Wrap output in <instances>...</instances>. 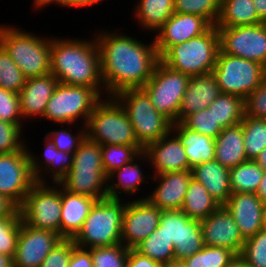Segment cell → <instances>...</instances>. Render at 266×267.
<instances>
[{
    "mask_svg": "<svg viewBox=\"0 0 266 267\" xmlns=\"http://www.w3.org/2000/svg\"><path fill=\"white\" fill-rule=\"evenodd\" d=\"M135 250L141 255L149 257L162 265L175 260L174 244L162 232L160 227L142 241Z\"/></svg>",
    "mask_w": 266,
    "mask_h": 267,
    "instance_id": "35",
    "label": "cell"
},
{
    "mask_svg": "<svg viewBox=\"0 0 266 267\" xmlns=\"http://www.w3.org/2000/svg\"><path fill=\"white\" fill-rule=\"evenodd\" d=\"M224 207L234 218L244 239L264 228L263 202L255 193H232Z\"/></svg>",
    "mask_w": 266,
    "mask_h": 267,
    "instance_id": "21",
    "label": "cell"
},
{
    "mask_svg": "<svg viewBox=\"0 0 266 267\" xmlns=\"http://www.w3.org/2000/svg\"><path fill=\"white\" fill-rule=\"evenodd\" d=\"M192 178L203 184L208 193L224 206L232 194L230 188V169L215 159L195 165L191 168Z\"/></svg>",
    "mask_w": 266,
    "mask_h": 267,
    "instance_id": "25",
    "label": "cell"
},
{
    "mask_svg": "<svg viewBox=\"0 0 266 267\" xmlns=\"http://www.w3.org/2000/svg\"><path fill=\"white\" fill-rule=\"evenodd\" d=\"M75 246L72 239H62L49 252L39 267H67Z\"/></svg>",
    "mask_w": 266,
    "mask_h": 267,
    "instance_id": "50",
    "label": "cell"
},
{
    "mask_svg": "<svg viewBox=\"0 0 266 267\" xmlns=\"http://www.w3.org/2000/svg\"><path fill=\"white\" fill-rule=\"evenodd\" d=\"M255 194L263 203L266 202V170L263 172V177Z\"/></svg>",
    "mask_w": 266,
    "mask_h": 267,
    "instance_id": "58",
    "label": "cell"
},
{
    "mask_svg": "<svg viewBox=\"0 0 266 267\" xmlns=\"http://www.w3.org/2000/svg\"><path fill=\"white\" fill-rule=\"evenodd\" d=\"M0 267H14L13 256L0 253Z\"/></svg>",
    "mask_w": 266,
    "mask_h": 267,
    "instance_id": "61",
    "label": "cell"
},
{
    "mask_svg": "<svg viewBox=\"0 0 266 267\" xmlns=\"http://www.w3.org/2000/svg\"><path fill=\"white\" fill-rule=\"evenodd\" d=\"M190 76L162 63L156 64L152 77L142 89L156 110L173 124L179 122V110Z\"/></svg>",
    "mask_w": 266,
    "mask_h": 267,
    "instance_id": "10",
    "label": "cell"
},
{
    "mask_svg": "<svg viewBox=\"0 0 266 267\" xmlns=\"http://www.w3.org/2000/svg\"><path fill=\"white\" fill-rule=\"evenodd\" d=\"M144 160L145 162L147 160L149 165H152L155 169L153 171L155 175L191 170L192 168L189 165V160L181 140L173 131H170L160 140L149 144L144 149Z\"/></svg>",
    "mask_w": 266,
    "mask_h": 267,
    "instance_id": "19",
    "label": "cell"
},
{
    "mask_svg": "<svg viewBox=\"0 0 266 267\" xmlns=\"http://www.w3.org/2000/svg\"><path fill=\"white\" fill-rule=\"evenodd\" d=\"M254 161L263 169L266 170V148H264L254 159Z\"/></svg>",
    "mask_w": 266,
    "mask_h": 267,
    "instance_id": "62",
    "label": "cell"
},
{
    "mask_svg": "<svg viewBox=\"0 0 266 267\" xmlns=\"http://www.w3.org/2000/svg\"><path fill=\"white\" fill-rule=\"evenodd\" d=\"M85 128L86 137L101 146L133 145L141 152L144 151L137 141L128 115L114 97L105 96L96 105Z\"/></svg>",
    "mask_w": 266,
    "mask_h": 267,
    "instance_id": "6",
    "label": "cell"
},
{
    "mask_svg": "<svg viewBox=\"0 0 266 267\" xmlns=\"http://www.w3.org/2000/svg\"><path fill=\"white\" fill-rule=\"evenodd\" d=\"M67 267H93L90 251L75 246Z\"/></svg>",
    "mask_w": 266,
    "mask_h": 267,
    "instance_id": "53",
    "label": "cell"
},
{
    "mask_svg": "<svg viewBox=\"0 0 266 267\" xmlns=\"http://www.w3.org/2000/svg\"><path fill=\"white\" fill-rule=\"evenodd\" d=\"M71 169L104 170L101 145L85 137L73 154Z\"/></svg>",
    "mask_w": 266,
    "mask_h": 267,
    "instance_id": "40",
    "label": "cell"
},
{
    "mask_svg": "<svg viewBox=\"0 0 266 267\" xmlns=\"http://www.w3.org/2000/svg\"><path fill=\"white\" fill-rule=\"evenodd\" d=\"M10 215H21L19 207L8 197L0 194V218Z\"/></svg>",
    "mask_w": 266,
    "mask_h": 267,
    "instance_id": "55",
    "label": "cell"
},
{
    "mask_svg": "<svg viewBox=\"0 0 266 267\" xmlns=\"http://www.w3.org/2000/svg\"><path fill=\"white\" fill-rule=\"evenodd\" d=\"M35 183L28 151L0 154V194L20 207Z\"/></svg>",
    "mask_w": 266,
    "mask_h": 267,
    "instance_id": "14",
    "label": "cell"
},
{
    "mask_svg": "<svg viewBox=\"0 0 266 267\" xmlns=\"http://www.w3.org/2000/svg\"><path fill=\"white\" fill-rule=\"evenodd\" d=\"M97 200L69 192L61 186L60 236L73 239L82 228L83 222Z\"/></svg>",
    "mask_w": 266,
    "mask_h": 267,
    "instance_id": "24",
    "label": "cell"
},
{
    "mask_svg": "<svg viewBox=\"0 0 266 267\" xmlns=\"http://www.w3.org/2000/svg\"><path fill=\"white\" fill-rule=\"evenodd\" d=\"M241 124L246 157L254 160L266 148V119L244 115Z\"/></svg>",
    "mask_w": 266,
    "mask_h": 267,
    "instance_id": "36",
    "label": "cell"
},
{
    "mask_svg": "<svg viewBox=\"0 0 266 267\" xmlns=\"http://www.w3.org/2000/svg\"><path fill=\"white\" fill-rule=\"evenodd\" d=\"M113 97L128 115L137 141L143 149L172 131L173 123L156 110L142 88L127 89Z\"/></svg>",
    "mask_w": 266,
    "mask_h": 267,
    "instance_id": "7",
    "label": "cell"
},
{
    "mask_svg": "<svg viewBox=\"0 0 266 267\" xmlns=\"http://www.w3.org/2000/svg\"><path fill=\"white\" fill-rule=\"evenodd\" d=\"M263 172L254 160L230 168L229 181L232 193H256Z\"/></svg>",
    "mask_w": 266,
    "mask_h": 267,
    "instance_id": "34",
    "label": "cell"
},
{
    "mask_svg": "<svg viewBox=\"0 0 266 267\" xmlns=\"http://www.w3.org/2000/svg\"><path fill=\"white\" fill-rule=\"evenodd\" d=\"M203 243L210 247H225L240 255L245 239L242 237L234 218L220 206L207 218L200 220Z\"/></svg>",
    "mask_w": 266,
    "mask_h": 267,
    "instance_id": "18",
    "label": "cell"
},
{
    "mask_svg": "<svg viewBox=\"0 0 266 267\" xmlns=\"http://www.w3.org/2000/svg\"><path fill=\"white\" fill-rule=\"evenodd\" d=\"M259 18L266 23V0H252Z\"/></svg>",
    "mask_w": 266,
    "mask_h": 267,
    "instance_id": "57",
    "label": "cell"
},
{
    "mask_svg": "<svg viewBox=\"0 0 266 267\" xmlns=\"http://www.w3.org/2000/svg\"><path fill=\"white\" fill-rule=\"evenodd\" d=\"M47 184L36 182L29 190L19 207L21 220L30 227L60 234L61 185Z\"/></svg>",
    "mask_w": 266,
    "mask_h": 267,
    "instance_id": "11",
    "label": "cell"
},
{
    "mask_svg": "<svg viewBox=\"0 0 266 267\" xmlns=\"http://www.w3.org/2000/svg\"><path fill=\"white\" fill-rule=\"evenodd\" d=\"M45 139V144L44 145L45 149H44V157L43 158V162L41 163L39 161V157L33 156L34 154L31 153V151L28 149V154H29V158H30V164H31V171L33 176L35 177V179H37L43 171H45L54 161V157H55V145L54 142L51 140V138L46 134V136L44 137ZM45 165V167H43Z\"/></svg>",
    "mask_w": 266,
    "mask_h": 267,
    "instance_id": "52",
    "label": "cell"
},
{
    "mask_svg": "<svg viewBox=\"0 0 266 267\" xmlns=\"http://www.w3.org/2000/svg\"><path fill=\"white\" fill-rule=\"evenodd\" d=\"M58 183L69 192L96 200L108 197L107 176L104 170L70 169Z\"/></svg>",
    "mask_w": 266,
    "mask_h": 267,
    "instance_id": "26",
    "label": "cell"
},
{
    "mask_svg": "<svg viewBox=\"0 0 266 267\" xmlns=\"http://www.w3.org/2000/svg\"><path fill=\"white\" fill-rule=\"evenodd\" d=\"M158 227L172 240L175 260H184L204 246L200 220L189 218L181 210L162 211Z\"/></svg>",
    "mask_w": 266,
    "mask_h": 267,
    "instance_id": "13",
    "label": "cell"
},
{
    "mask_svg": "<svg viewBox=\"0 0 266 267\" xmlns=\"http://www.w3.org/2000/svg\"><path fill=\"white\" fill-rule=\"evenodd\" d=\"M122 201L109 197L97 200L82 228L72 239L74 244L84 249L120 244L123 213L127 204Z\"/></svg>",
    "mask_w": 266,
    "mask_h": 267,
    "instance_id": "4",
    "label": "cell"
},
{
    "mask_svg": "<svg viewBox=\"0 0 266 267\" xmlns=\"http://www.w3.org/2000/svg\"><path fill=\"white\" fill-rule=\"evenodd\" d=\"M262 217H263L264 228H266V202L263 203Z\"/></svg>",
    "mask_w": 266,
    "mask_h": 267,
    "instance_id": "64",
    "label": "cell"
},
{
    "mask_svg": "<svg viewBox=\"0 0 266 267\" xmlns=\"http://www.w3.org/2000/svg\"><path fill=\"white\" fill-rule=\"evenodd\" d=\"M236 254L225 247L203 248L183 261L187 267H226Z\"/></svg>",
    "mask_w": 266,
    "mask_h": 267,
    "instance_id": "37",
    "label": "cell"
},
{
    "mask_svg": "<svg viewBox=\"0 0 266 267\" xmlns=\"http://www.w3.org/2000/svg\"><path fill=\"white\" fill-rule=\"evenodd\" d=\"M143 158L144 151H142L134 160L126 163L107 176V194L109 198L121 199V193L133 195L134 192H139V188H141L140 186L143 182L145 183L148 179H151L150 174L148 176L150 178H146V175L142 173L140 167L141 163H136L139 160H143Z\"/></svg>",
    "mask_w": 266,
    "mask_h": 267,
    "instance_id": "28",
    "label": "cell"
},
{
    "mask_svg": "<svg viewBox=\"0 0 266 267\" xmlns=\"http://www.w3.org/2000/svg\"><path fill=\"white\" fill-rule=\"evenodd\" d=\"M214 159L229 169L248 161L241 123L223 128L215 138Z\"/></svg>",
    "mask_w": 266,
    "mask_h": 267,
    "instance_id": "27",
    "label": "cell"
},
{
    "mask_svg": "<svg viewBox=\"0 0 266 267\" xmlns=\"http://www.w3.org/2000/svg\"><path fill=\"white\" fill-rule=\"evenodd\" d=\"M57 78L49 73L41 77L27 78L19 92L22 118L44 116L46 105L58 85Z\"/></svg>",
    "mask_w": 266,
    "mask_h": 267,
    "instance_id": "22",
    "label": "cell"
},
{
    "mask_svg": "<svg viewBox=\"0 0 266 267\" xmlns=\"http://www.w3.org/2000/svg\"><path fill=\"white\" fill-rule=\"evenodd\" d=\"M219 50L218 28L212 25L205 33L170 46L159 58L171 69L189 76L205 75L212 73Z\"/></svg>",
    "mask_w": 266,
    "mask_h": 267,
    "instance_id": "5",
    "label": "cell"
},
{
    "mask_svg": "<svg viewBox=\"0 0 266 267\" xmlns=\"http://www.w3.org/2000/svg\"><path fill=\"white\" fill-rule=\"evenodd\" d=\"M212 25L195 14H174L155 33L154 41L159 57L170 47L184 43L205 33Z\"/></svg>",
    "mask_w": 266,
    "mask_h": 267,
    "instance_id": "17",
    "label": "cell"
},
{
    "mask_svg": "<svg viewBox=\"0 0 266 267\" xmlns=\"http://www.w3.org/2000/svg\"><path fill=\"white\" fill-rule=\"evenodd\" d=\"M212 74L221 93L245 99L266 79V68L260 63L225 54L219 50Z\"/></svg>",
    "mask_w": 266,
    "mask_h": 267,
    "instance_id": "9",
    "label": "cell"
},
{
    "mask_svg": "<svg viewBox=\"0 0 266 267\" xmlns=\"http://www.w3.org/2000/svg\"><path fill=\"white\" fill-rule=\"evenodd\" d=\"M102 163L106 176L134 160L141 151L133 145H103Z\"/></svg>",
    "mask_w": 266,
    "mask_h": 267,
    "instance_id": "38",
    "label": "cell"
},
{
    "mask_svg": "<svg viewBox=\"0 0 266 267\" xmlns=\"http://www.w3.org/2000/svg\"><path fill=\"white\" fill-rule=\"evenodd\" d=\"M219 207L218 202L208 193L203 184L192 178L189 182L181 211L191 219L202 220Z\"/></svg>",
    "mask_w": 266,
    "mask_h": 267,
    "instance_id": "32",
    "label": "cell"
},
{
    "mask_svg": "<svg viewBox=\"0 0 266 267\" xmlns=\"http://www.w3.org/2000/svg\"><path fill=\"white\" fill-rule=\"evenodd\" d=\"M102 97L94 88L58 83L49 99L43 118L53 123L74 125L78 119L86 125Z\"/></svg>",
    "mask_w": 266,
    "mask_h": 267,
    "instance_id": "8",
    "label": "cell"
},
{
    "mask_svg": "<svg viewBox=\"0 0 266 267\" xmlns=\"http://www.w3.org/2000/svg\"><path fill=\"white\" fill-rule=\"evenodd\" d=\"M26 79L18 65L0 45V87L19 94Z\"/></svg>",
    "mask_w": 266,
    "mask_h": 267,
    "instance_id": "41",
    "label": "cell"
},
{
    "mask_svg": "<svg viewBox=\"0 0 266 267\" xmlns=\"http://www.w3.org/2000/svg\"><path fill=\"white\" fill-rule=\"evenodd\" d=\"M60 234L37 229L21 221L14 267H39L49 252L62 240Z\"/></svg>",
    "mask_w": 266,
    "mask_h": 267,
    "instance_id": "16",
    "label": "cell"
},
{
    "mask_svg": "<svg viewBox=\"0 0 266 267\" xmlns=\"http://www.w3.org/2000/svg\"><path fill=\"white\" fill-rule=\"evenodd\" d=\"M208 108L223 128L241 123L245 115L244 99L233 94L221 93Z\"/></svg>",
    "mask_w": 266,
    "mask_h": 267,
    "instance_id": "33",
    "label": "cell"
},
{
    "mask_svg": "<svg viewBox=\"0 0 266 267\" xmlns=\"http://www.w3.org/2000/svg\"><path fill=\"white\" fill-rule=\"evenodd\" d=\"M180 123L185 128L191 129L213 139H215L223 130V127L219 124V122H216L211 108L191 113L190 115H187Z\"/></svg>",
    "mask_w": 266,
    "mask_h": 267,
    "instance_id": "43",
    "label": "cell"
},
{
    "mask_svg": "<svg viewBox=\"0 0 266 267\" xmlns=\"http://www.w3.org/2000/svg\"><path fill=\"white\" fill-rule=\"evenodd\" d=\"M217 28L222 53L260 63L266 68V23Z\"/></svg>",
    "mask_w": 266,
    "mask_h": 267,
    "instance_id": "12",
    "label": "cell"
},
{
    "mask_svg": "<svg viewBox=\"0 0 266 267\" xmlns=\"http://www.w3.org/2000/svg\"><path fill=\"white\" fill-rule=\"evenodd\" d=\"M21 118V119H20ZM0 120L22 124L19 94L0 87Z\"/></svg>",
    "mask_w": 266,
    "mask_h": 267,
    "instance_id": "47",
    "label": "cell"
},
{
    "mask_svg": "<svg viewBox=\"0 0 266 267\" xmlns=\"http://www.w3.org/2000/svg\"><path fill=\"white\" fill-rule=\"evenodd\" d=\"M88 250L91 254L93 267H126L129 249L122 243Z\"/></svg>",
    "mask_w": 266,
    "mask_h": 267,
    "instance_id": "42",
    "label": "cell"
},
{
    "mask_svg": "<svg viewBox=\"0 0 266 267\" xmlns=\"http://www.w3.org/2000/svg\"><path fill=\"white\" fill-rule=\"evenodd\" d=\"M240 256L248 267H266V228L245 239Z\"/></svg>",
    "mask_w": 266,
    "mask_h": 267,
    "instance_id": "44",
    "label": "cell"
},
{
    "mask_svg": "<svg viewBox=\"0 0 266 267\" xmlns=\"http://www.w3.org/2000/svg\"><path fill=\"white\" fill-rule=\"evenodd\" d=\"M51 39L50 73L64 85L94 88L105 93L101 76L100 52L96 38ZM101 92V93H100Z\"/></svg>",
    "mask_w": 266,
    "mask_h": 267,
    "instance_id": "2",
    "label": "cell"
},
{
    "mask_svg": "<svg viewBox=\"0 0 266 267\" xmlns=\"http://www.w3.org/2000/svg\"><path fill=\"white\" fill-rule=\"evenodd\" d=\"M21 221V215H10L0 218V253L14 256Z\"/></svg>",
    "mask_w": 266,
    "mask_h": 267,
    "instance_id": "45",
    "label": "cell"
},
{
    "mask_svg": "<svg viewBox=\"0 0 266 267\" xmlns=\"http://www.w3.org/2000/svg\"><path fill=\"white\" fill-rule=\"evenodd\" d=\"M33 1H34L35 8L37 7L38 9L44 8L46 7V5L49 6L52 3L58 4L64 7V3L66 2V0H33Z\"/></svg>",
    "mask_w": 266,
    "mask_h": 267,
    "instance_id": "59",
    "label": "cell"
},
{
    "mask_svg": "<svg viewBox=\"0 0 266 267\" xmlns=\"http://www.w3.org/2000/svg\"><path fill=\"white\" fill-rule=\"evenodd\" d=\"M174 10L177 13L195 14L204 17L211 25H216L221 0H174Z\"/></svg>",
    "mask_w": 266,
    "mask_h": 267,
    "instance_id": "39",
    "label": "cell"
},
{
    "mask_svg": "<svg viewBox=\"0 0 266 267\" xmlns=\"http://www.w3.org/2000/svg\"><path fill=\"white\" fill-rule=\"evenodd\" d=\"M162 267H187L183 260H173L167 264H163Z\"/></svg>",
    "mask_w": 266,
    "mask_h": 267,
    "instance_id": "63",
    "label": "cell"
},
{
    "mask_svg": "<svg viewBox=\"0 0 266 267\" xmlns=\"http://www.w3.org/2000/svg\"><path fill=\"white\" fill-rule=\"evenodd\" d=\"M174 0H138L133 13L142 28L157 32L174 14Z\"/></svg>",
    "mask_w": 266,
    "mask_h": 267,
    "instance_id": "31",
    "label": "cell"
},
{
    "mask_svg": "<svg viewBox=\"0 0 266 267\" xmlns=\"http://www.w3.org/2000/svg\"><path fill=\"white\" fill-rule=\"evenodd\" d=\"M245 115L266 119V79L244 99Z\"/></svg>",
    "mask_w": 266,
    "mask_h": 267,
    "instance_id": "51",
    "label": "cell"
},
{
    "mask_svg": "<svg viewBox=\"0 0 266 267\" xmlns=\"http://www.w3.org/2000/svg\"><path fill=\"white\" fill-rule=\"evenodd\" d=\"M0 45L26 78L50 73L51 38H42L12 26H0Z\"/></svg>",
    "mask_w": 266,
    "mask_h": 267,
    "instance_id": "3",
    "label": "cell"
},
{
    "mask_svg": "<svg viewBox=\"0 0 266 267\" xmlns=\"http://www.w3.org/2000/svg\"><path fill=\"white\" fill-rule=\"evenodd\" d=\"M101 1L102 0H66V2L64 3V7L83 8L98 4Z\"/></svg>",
    "mask_w": 266,
    "mask_h": 267,
    "instance_id": "56",
    "label": "cell"
},
{
    "mask_svg": "<svg viewBox=\"0 0 266 267\" xmlns=\"http://www.w3.org/2000/svg\"><path fill=\"white\" fill-rule=\"evenodd\" d=\"M126 267H162V264L141 255L135 249H129Z\"/></svg>",
    "mask_w": 266,
    "mask_h": 267,
    "instance_id": "54",
    "label": "cell"
},
{
    "mask_svg": "<svg viewBox=\"0 0 266 267\" xmlns=\"http://www.w3.org/2000/svg\"><path fill=\"white\" fill-rule=\"evenodd\" d=\"M151 179L159 182V185L157 184V188L145 199L162 211L181 210L189 182L192 179L191 170L167 172L153 175V177L151 174Z\"/></svg>",
    "mask_w": 266,
    "mask_h": 267,
    "instance_id": "20",
    "label": "cell"
},
{
    "mask_svg": "<svg viewBox=\"0 0 266 267\" xmlns=\"http://www.w3.org/2000/svg\"><path fill=\"white\" fill-rule=\"evenodd\" d=\"M94 37L99 47L106 96L113 97L121 91L146 85L160 60L154 39L148 45L112 30H103Z\"/></svg>",
    "mask_w": 266,
    "mask_h": 267,
    "instance_id": "1",
    "label": "cell"
},
{
    "mask_svg": "<svg viewBox=\"0 0 266 267\" xmlns=\"http://www.w3.org/2000/svg\"><path fill=\"white\" fill-rule=\"evenodd\" d=\"M79 130L76 134H72L68 129H59V130H52L47 133V135L51 138L54 142L55 147L59 151H64L67 153L74 154L78 147L80 146L81 142L86 137V128L85 126Z\"/></svg>",
    "mask_w": 266,
    "mask_h": 267,
    "instance_id": "49",
    "label": "cell"
},
{
    "mask_svg": "<svg viewBox=\"0 0 266 267\" xmlns=\"http://www.w3.org/2000/svg\"><path fill=\"white\" fill-rule=\"evenodd\" d=\"M263 23L252 0H221L216 27H236Z\"/></svg>",
    "mask_w": 266,
    "mask_h": 267,
    "instance_id": "30",
    "label": "cell"
},
{
    "mask_svg": "<svg viewBox=\"0 0 266 267\" xmlns=\"http://www.w3.org/2000/svg\"><path fill=\"white\" fill-rule=\"evenodd\" d=\"M161 214L162 210L144 196L128 201L123 213L121 243L127 249H135L158 228Z\"/></svg>",
    "mask_w": 266,
    "mask_h": 267,
    "instance_id": "15",
    "label": "cell"
},
{
    "mask_svg": "<svg viewBox=\"0 0 266 267\" xmlns=\"http://www.w3.org/2000/svg\"><path fill=\"white\" fill-rule=\"evenodd\" d=\"M172 131L181 140L191 167L215 158V139L185 128L180 122L172 125Z\"/></svg>",
    "mask_w": 266,
    "mask_h": 267,
    "instance_id": "29",
    "label": "cell"
},
{
    "mask_svg": "<svg viewBox=\"0 0 266 267\" xmlns=\"http://www.w3.org/2000/svg\"><path fill=\"white\" fill-rule=\"evenodd\" d=\"M226 267H248L240 255H235Z\"/></svg>",
    "mask_w": 266,
    "mask_h": 267,
    "instance_id": "60",
    "label": "cell"
},
{
    "mask_svg": "<svg viewBox=\"0 0 266 267\" xmlns=\"http://www.w3.org/2000/svg\"><path fill=\"white\" fill-rule=\"evenodd\" d=\"M22 125L0 120V154L28 151L26 141L20 136L23 131Z\"/></svg>",
    "mask_w": 266,
    "mask_h": 267,
    "instance_id": "46",
    "label": "cell"
},
{
    "mask_svg": "<svg viewBox=\"0 0 266 267\" xmlns=\"http://www.w3.org/2000/svg\"><path fill=\"white\" fill-rule=\"evenodd\" d=\"M73 163V154L67 153L64 151H59L55 147V157L52 164L43 172L37 179L36 182L38 183H47L48 180L51 178L52 182L58 183L72 168ZM51 173V174H50ZM44 175L49 174V178H43ZM51 176V177H50Z\"/></svg>",
    "mask_w": 266,
    "mask_h": 267,
    "instance_id": "48",
    "label": "cell"
},
{
    "mask_svg": "<svg viewBox=\"0 0 266 267\" xmlns=\"http://www.w3.org/2000/svg\"><path fill=\"white\" fill-rule=\"evenodd\" d=\"M221 94L212 73L190 76L179 110V122L187 115L205 110Z\"/></svg>",
    "mask_w": 266,
    "mask_h": 267,
    "instance_id": "23",
    "label": "cell"
}]
</instances>
